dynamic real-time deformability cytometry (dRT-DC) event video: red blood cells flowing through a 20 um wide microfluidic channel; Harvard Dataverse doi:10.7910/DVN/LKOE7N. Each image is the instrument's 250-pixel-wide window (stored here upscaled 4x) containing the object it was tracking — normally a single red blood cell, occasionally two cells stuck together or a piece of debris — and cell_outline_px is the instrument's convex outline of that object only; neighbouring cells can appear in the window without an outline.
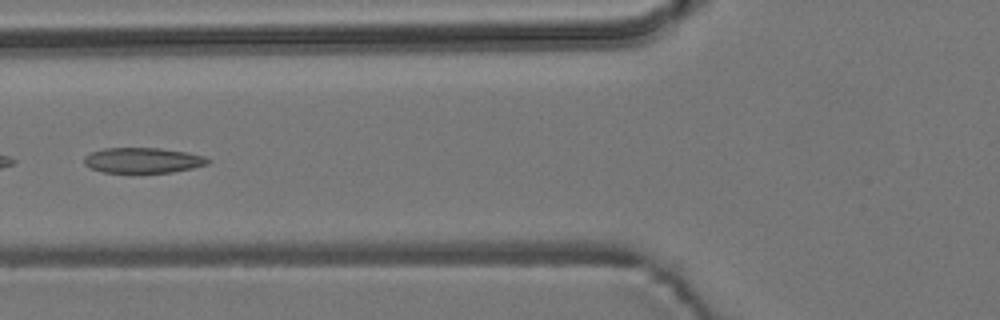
{"species": "common noctule bat (a hibernating species)", "species_latin": "Nyctalus noctula", "temperature_condition": "room temperature", "stored_images_in_passage": 5, "camera_frame_rate_fps": 3000, "um_per_image_px": 0.085, "animal": {"sex": "male", "body_mass_g": 19.2, "forearm_length_mm": 51.8}, "frame": {"image": 1, "passage_image": 5, "time_ms": 6.0, "image_size_px": [1000, 320], "cell_outline_px": [[212, 160], [208, 164], [192, 168], [172, 172], [100, 172], [84, 164], [84, 156], [92, 152], [104, 148], [160, 148], [188, 152], [204, 156]], "centroid_in_image_um": [12.16, 13.62], "position_along_channel_um": 113.6, "area_um2": 18.26}}